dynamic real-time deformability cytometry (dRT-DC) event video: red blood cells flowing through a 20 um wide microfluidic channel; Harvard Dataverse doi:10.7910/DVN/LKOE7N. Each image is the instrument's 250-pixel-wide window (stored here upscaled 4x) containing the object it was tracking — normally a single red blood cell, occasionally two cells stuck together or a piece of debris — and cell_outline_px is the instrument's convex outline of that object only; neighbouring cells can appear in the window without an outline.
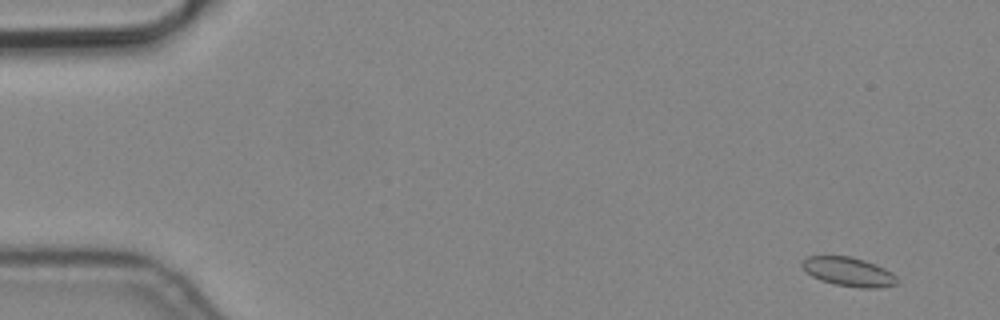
{"species": "common noctule bat (a hibernating species)", "species_latin": "Nyctalus noctula", "temperature_condition": "cold", "stored_images_in_passage": 7, "camera_frame_rate_fps": 3000, "um_per_image_px": 0.085, "animal": {"sex": "male", "body_mass_g": 19.2, "forearm_length_mm": 51.8}, "frame": {"image": 1, "passage_image": 1, "time_ms": 0.0, "image_size_px": [1000, 320], "cell_outline_px": [[900, 280], [896, 284], [880, 288], [860, 288], [836, 284], [820, 280], [812, 276], [800, 264], [804, 256], [852, 256], [876, 264], [892, 272]], "centroid_in_image_um": [72.15, 23.09], "position_along_channel_um": 12.8, "area_um2": 16.18}}
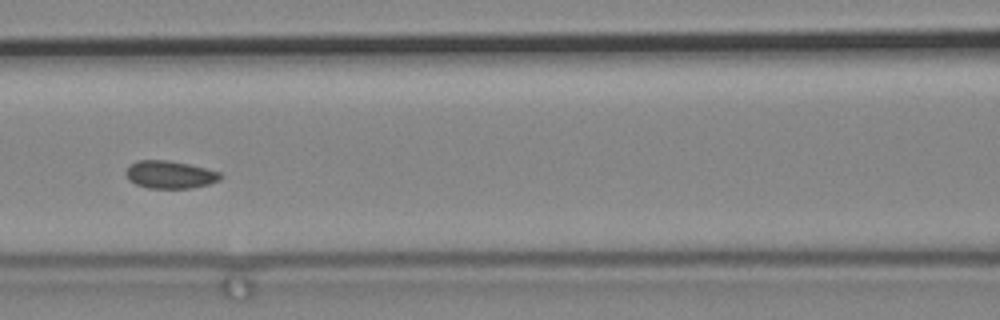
{"frame": {"image": 2, "passage_image": 6, "time_ms": 1.667, "image_size_px": [1000, 320], "cell_outline_px": [[224, 176], [220, 180], [208, 184], [188, 188], [148, 188], [136, 184], [128, 180], [124, 172], [132, 164], [140, 160], [168, 160], [188, 164], [220, 172]], "centroid_in_image_um": [14.44, 14.84], "position_along_channel_um": 152.2, "area_um2": 15.14}}
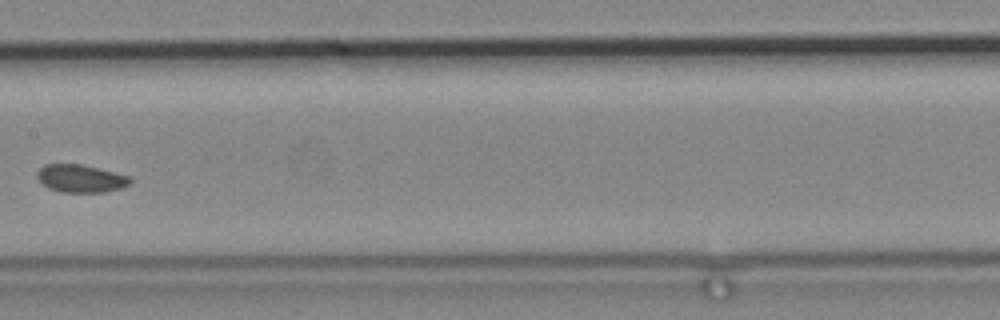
{"frame": {"image": 3, "passage_image": 7, "time_ms": 2.0, "image_size_px": [1000, 320], "cell_outline_px": [[132, 180], [128, 184], [120, 188], [104, 192], [64, 192], [48, 188], [36, 176], [36, 172], [44, 164], [80, 164], [128, 176]], "centroid_in_image_um": [6.82, 15.17], "position_along_channel_um": 200.6, "area_um2": 14.74}}